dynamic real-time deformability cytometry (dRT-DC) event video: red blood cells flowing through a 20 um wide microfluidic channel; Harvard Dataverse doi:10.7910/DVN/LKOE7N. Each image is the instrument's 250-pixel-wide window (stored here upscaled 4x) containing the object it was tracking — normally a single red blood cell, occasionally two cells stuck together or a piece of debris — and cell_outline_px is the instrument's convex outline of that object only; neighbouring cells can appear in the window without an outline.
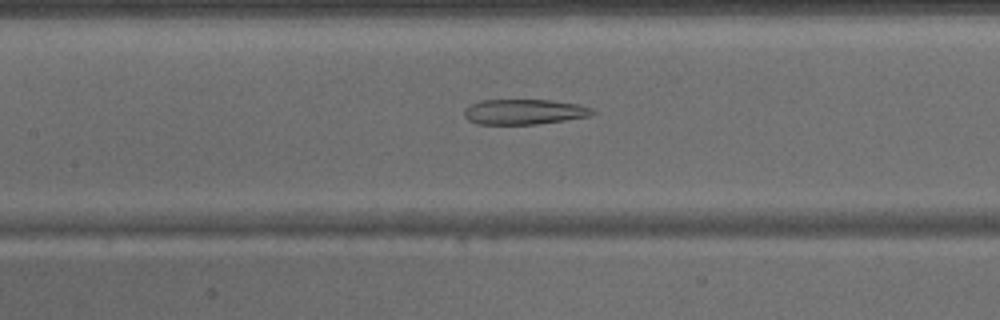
{"species": "common noctule bat (a hibernating species)", "species_latin": "Nyctalus noctula", "temperature_condition": "warm", "stored_images_in_passage": 31, "camera_frame_rate_fps": 3000, "um_per_image_px": 0.085, "animal": {"sex": "male", "body_mass_g": 15.6}, "frame": {"image": 1, "passage_image": 9, "time_ms": 2.667, "image_size_px": [1000, 320], "cell_outline_px": [[596, 112], [588, 116], [564, 120], [536, 124], [480, 124], [468, 120], [464, 116], [464, 108], [480, 100], [552, 100], [576, 104], [592, 108]], "centroid_in_image_um": [44.52, 9.5], "position_along_channel_um": 162.9, "area_um2": 18.73}}
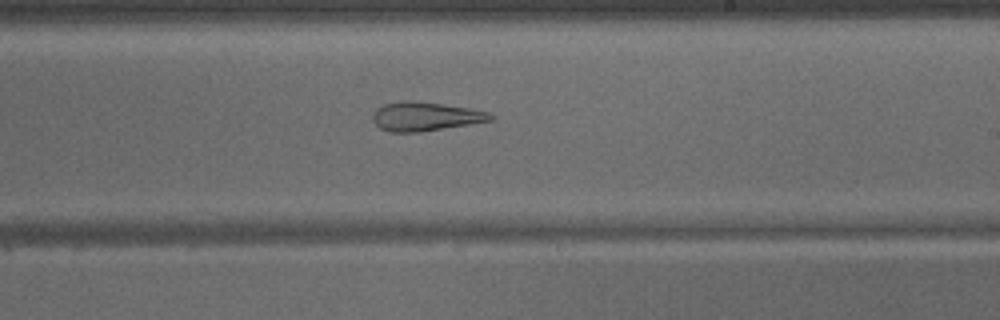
{"frame": {"image": 2, "passage_image": 15, "time_ms": 4.667, "image_size_px": [1000, 320], "cell_outline_px": [[496, 120], [420, 132], [392, 132], [380, 128], [372, 120], [372, 112], [376, 108], [384, 104], [440, 104], [468, 108], [488, 112], [496, 116]], "centroid_in_image_um": [36.22, 9.96], "position_along_channel_um": 252.8, "area_um2": 19.02}}
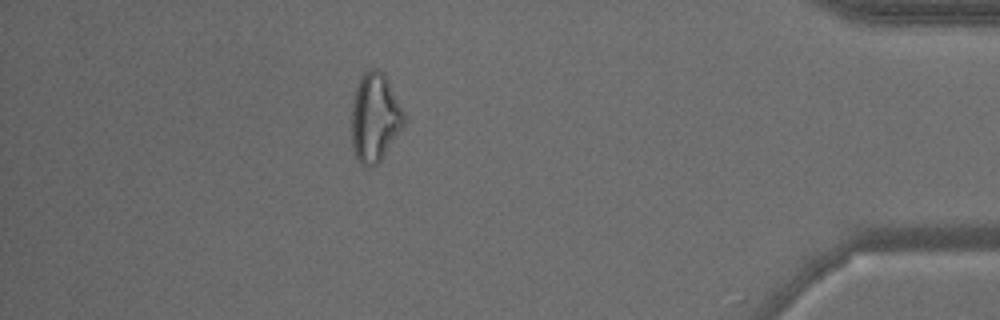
{"frame": {"image": 3, "passage_image": 28, "time_ms": 9.0, "image_size_px": [1000, 320], "cell_outline_px": [[404, 124], [380, 160], [376, 164], [368, 168], [356, 156], [352, 144], [352, 100], [360, 76], [368, 68], [376, 68], [384, 72], [404, 112]], "centroid_in_image_um": [31.85, 9.93], "position_along_channel_um": 403.4, "area_um2": 26.76}}